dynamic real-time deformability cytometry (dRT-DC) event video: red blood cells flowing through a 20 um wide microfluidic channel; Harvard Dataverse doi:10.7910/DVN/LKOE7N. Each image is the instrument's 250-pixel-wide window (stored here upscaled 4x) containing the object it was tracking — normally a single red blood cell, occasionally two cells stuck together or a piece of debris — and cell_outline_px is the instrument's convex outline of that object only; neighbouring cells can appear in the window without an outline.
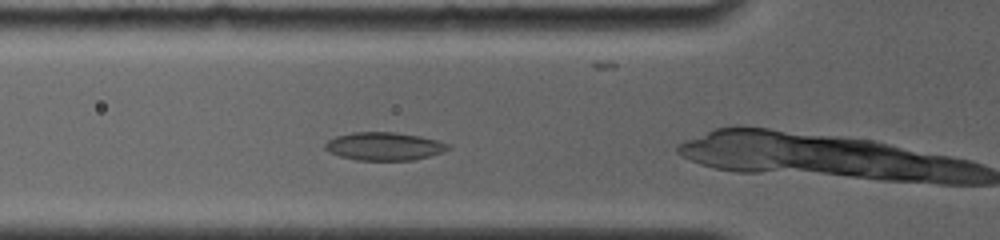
{"species": "common noctule bat (a hibernating species)", "species_latin": "Nyctalus noctula", "temperature_condition": "room temperature", "stored_images_in_passage": 23, "camera_frame_rate_fps": 4000, "um_per_image_px": 0.085, "animal": {"sex": "female", "body_mass_g": 19.0, "forearm_length_mm": 56.7}, "frame": {"image": 1, "passage_image": 6, "time_ms": 0.75, "image_size_px": [1000, 240], "cell_outline_px": [[452, 148], [428, 156], [412, 160], [356, 160], [340, 156], [328, 152], [324, 148], [324, 144], [328, 140], [336, 136], [352, 132], [392, 132], [420, 136], [436, 140], [448, 144]], "centroid_in_image_um": [32.61, 12.43], "position_along_channel_um": 93.2, "area_um2": 20.0}}
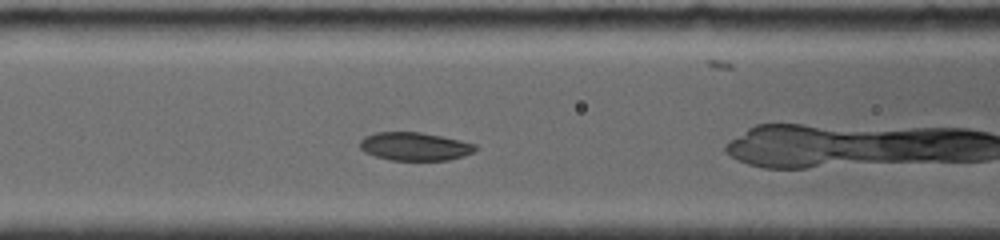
{"frame": {"image": 2, "passage_image": 13, "time_ms": 1.75, "image_size_px": [1000, 240], "cell_outline_px": [[476, 148], [472, 152], [464, 156], [448, 160], [388, 160], [364, 152], [360, 148], [360, 140], [364, 136], [376, 132], [420, 132], [460, 140], [476, 144]], "centroid_in_image_um": [35.22, 12.44], "position_along_channel_um": 131.4, "area_um2": 18.96}}